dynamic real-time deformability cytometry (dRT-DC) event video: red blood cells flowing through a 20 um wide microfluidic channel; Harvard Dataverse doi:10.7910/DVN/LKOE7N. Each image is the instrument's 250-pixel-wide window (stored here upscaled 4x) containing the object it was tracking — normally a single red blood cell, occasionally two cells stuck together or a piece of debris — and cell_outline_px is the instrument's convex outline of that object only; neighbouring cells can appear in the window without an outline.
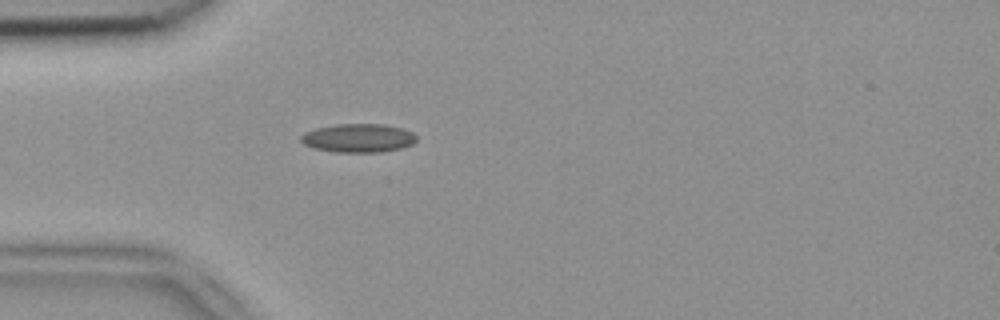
{"species": "common noctule bat (a hibernating species)", "species_latin": "Nyctalus noctula", "temperature_condition": "room temperature", "stored_images_in_passage": 1, "camera_frame_rate_fps": 3000, "um_per_image_px": 0.085, "animal": {"sex": "female", "body_mass_g": 18.4}, "frame": {"image": 1, "passage_image": 1, "time_ms": 0.0, "image_size_px": [1000, 320], "cell_outline_px": [[416, 140], [412, 144], [400, 148], [380, 152], [336, 152], [312, 148], [304, 144], [300, 140], [300, 136], [304, 132], [316, 128], [336, 124], [384, 124], [400, 128], [412, 132], [416, 136]], "centroid_in_image_um": [30.42, 11.73], "position_along_channel_um": 54.6, "area_um2": 19.25}}